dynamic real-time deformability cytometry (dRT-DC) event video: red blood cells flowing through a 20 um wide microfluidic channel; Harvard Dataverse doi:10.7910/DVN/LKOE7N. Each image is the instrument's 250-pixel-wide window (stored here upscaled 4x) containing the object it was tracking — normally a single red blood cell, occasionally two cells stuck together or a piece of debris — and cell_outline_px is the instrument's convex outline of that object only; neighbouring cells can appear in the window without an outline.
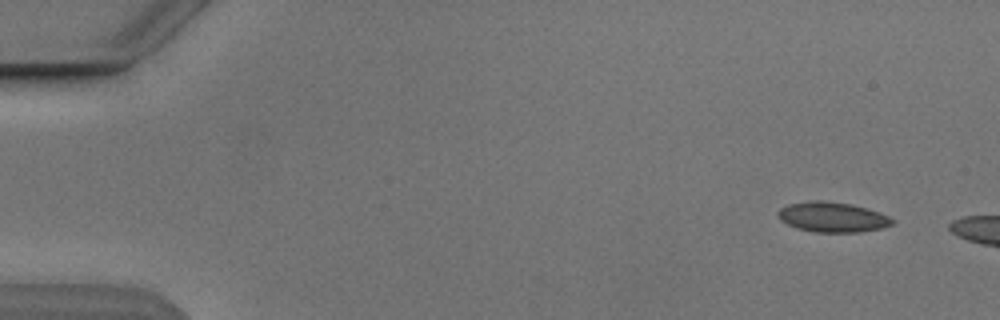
{"species": "Egyptian fruit bat (a non-hibernating species)", "species_latin": "Rousettus aegyptiacus", "temperature_condition": "cold", "stored_images_in_passage": 4, "camera_frame_rate_fps": 3000, "um_per_image_px": 0.085, "animal": {"sex": "male"}, "frame": {"image": 1, "passage_image": 1, "time_ms": 0.0, "image_size_px": [1000, 320], "cell_outline_px": [[896, 220], [892, 224], [880, 228], [860, 232], [816, 232], [796, 228], [780, 220], [776, 216], [776, 212], [780, 208], [788, 204], [812, 200], [820, 200], [852, 204], [868, 208], [880, 212]], "centroid_in_image_um": [70.74, 18.44], "position_along_channel_um": 14.3, "area_um2": 20.17}}